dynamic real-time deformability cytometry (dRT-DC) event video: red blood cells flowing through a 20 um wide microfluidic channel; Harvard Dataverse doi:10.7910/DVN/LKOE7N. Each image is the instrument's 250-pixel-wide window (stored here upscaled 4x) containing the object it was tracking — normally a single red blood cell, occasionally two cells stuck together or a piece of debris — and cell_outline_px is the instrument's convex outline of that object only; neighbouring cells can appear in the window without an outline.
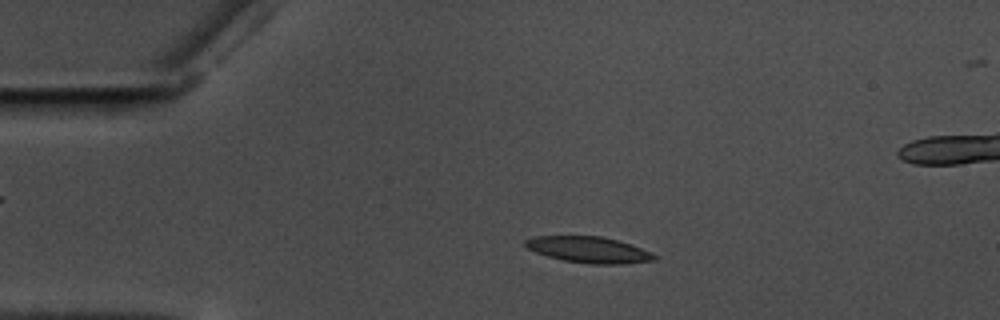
{"species": "common noctule bat (a hibernating species)", "species_latin": "Nyctalus noctula", "temperature_condition": "warm", "stored_images_in_passage": 58, "camera_frame_rate_fps": 3000, "um_per_image_px": 0.085, "animal": {"sex": "male", "body_mass_g": 17.5, "forearm_length_mm": 52.3}, "frame": {"image": 1, "passage_image": 12, "time_ms": 3.667, "image_size_px": [1000, 320], "cell_outline_px": [[656, 260], [620, 264], [588, 264], [564, 260], [548, 256], [536, 252], [528, 248], [524, 244], [524, 240], [536, 236], [600, 236], [616, 240], [640, 248], [656, 256]], "centroid_in_image_um": [50.0, 21.23], "position_along_channel_um": 35.0, "area_um2": 19.31}}
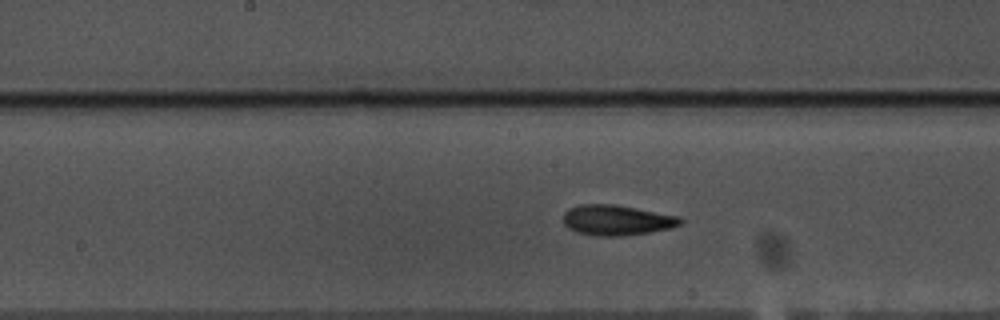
{"frame": {"image": 2, "passage_image": 29, "time_ms": 9.333, "image_size_px": [1000, 320], "cell_outline_px": [[684, 220], [680, 224], [668, 228], [648, 232], [620, 236], [596, 236], [576, 232], [568, 228], [564, 224], [564, 212], [568, 208], [580, 204], [616, 204], [676, 216]], "centroid_in_image_um": [52.35, 18.7], "position_along_channel_um": 195.8, "area_um2": 20.52}}
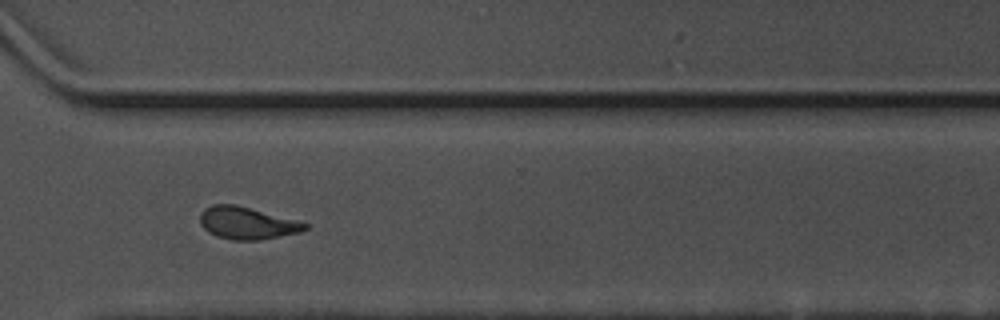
{"frame": {"image": 3, "passage_image": 42, "time_ms": 13.667, "image_size_px": [1000, 320], "cell_outline_px": [[308, 228], [300, 232], [260, 240], [232, 240], [216, 236], [208, 232], [200, 224], [200, 216], [204, 208], [212, 204], [236, 204], [296, 220], [308, 224]], "centroid_in_image_um": [20.97, 18.96], "position_along_channel_um": 349.6, "area_um2": 19.71}, "authors_computed_cell_mechanics": {"area_um2": 19.4786, "velocity_mm_per_s": 3.545, "shape_relaxation_time_tau1_ms": 4.7884, "shape_relaxation_time_tau2_ms": 2.9292, "deformation_change_tau1": 0.169, "deformation_change_tau2": 0.1059}}